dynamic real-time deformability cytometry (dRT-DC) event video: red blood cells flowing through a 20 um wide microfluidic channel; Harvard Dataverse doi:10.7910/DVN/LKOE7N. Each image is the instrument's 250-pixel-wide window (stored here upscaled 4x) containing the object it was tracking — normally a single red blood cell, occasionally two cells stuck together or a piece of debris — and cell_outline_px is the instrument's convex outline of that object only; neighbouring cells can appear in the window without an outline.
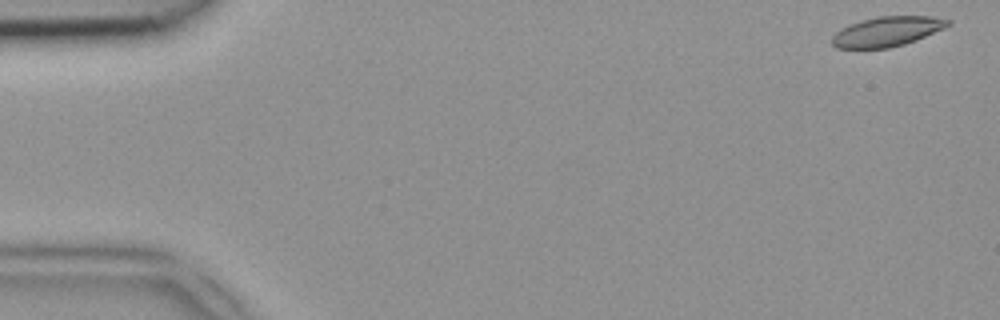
{"species": "common noctule bat (a hibernating species)", "species_latin": "Nyctalus noctula", "temperature_condition": "room temperature", "stored_images_in_passage": 48, "camera_frame_rate_fps": 3000, "um_per_image_px": 0.085, "animal": {"sex": "female", "body_mass_g": 18.4}, "frame": {"image": 1, "passage_image": 1, "time_ms": 0.0, "image_size_px": [1000, 320], "cell_outline_px": [[952, 24], [944, 28], [916, 40], [904, 44], [888, 48], [836, 48], [832, 44], [832, 36], [840, 28], [848, 24], [860, 20], [880, 16], [932, 16], [952, 20]], "centroid_in_image_um": [75.4, 2.67], "position_along_channel_um": 9.6, "area_um2": 20.23}}
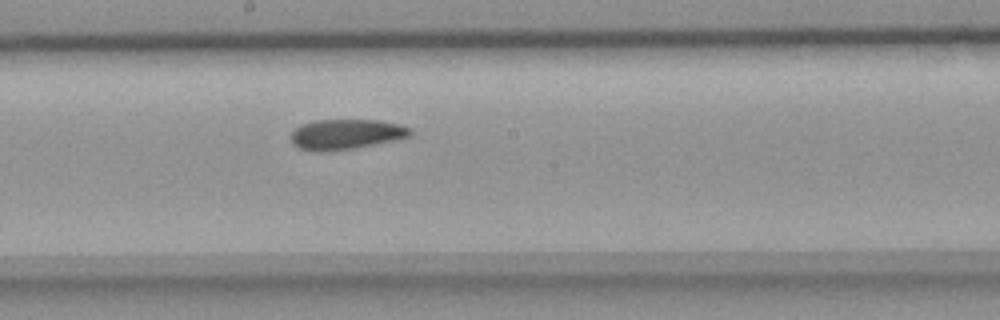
{"frame": {"image": 2, "passage_image": 26, "time_ms": 8.333, "image_size_px": [1000, 320], "cell_outline_px": [[412, 132], [408, 136], [392, 140], [356, 148], [324, 152], [320, 152], [300, 148], [292, 144], [292, 132], [300, 124], [316, 120], [380, 120], [400, 124], [412, 128]], "centroid_in_image_um": [29.4, 11.41], "position_along_channel_um": 218.8, "area_um2": 20.92}}
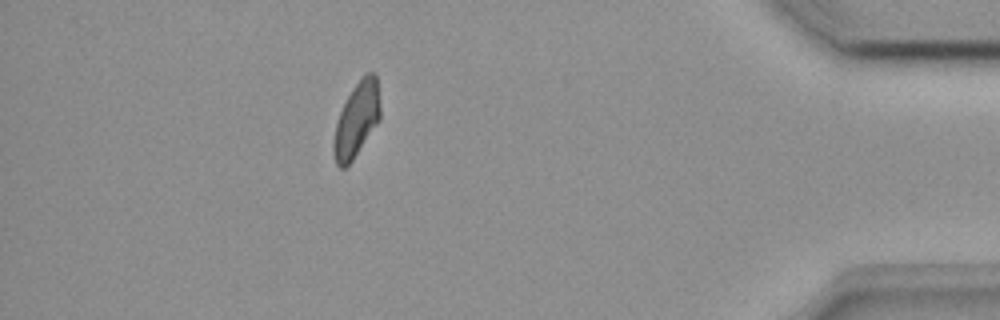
{"frame": {"image": 3, "passage_image": 43, "time_ms": 14.0, "image_size_px": [1000, 320], "cell_outline_px": [[380, 120], [352, 160], [344, 168], [340, 168], [336, 164], [332, 152], [332, 140], [336, 124], [340, 112], [352, 88], [364, 72], [372, 72], [376, 76], [380, 108]], "centroid_in_image_um": [30.29, 10.17], "position_along_channel_um": 404.9, "area_um2": 20.23}}